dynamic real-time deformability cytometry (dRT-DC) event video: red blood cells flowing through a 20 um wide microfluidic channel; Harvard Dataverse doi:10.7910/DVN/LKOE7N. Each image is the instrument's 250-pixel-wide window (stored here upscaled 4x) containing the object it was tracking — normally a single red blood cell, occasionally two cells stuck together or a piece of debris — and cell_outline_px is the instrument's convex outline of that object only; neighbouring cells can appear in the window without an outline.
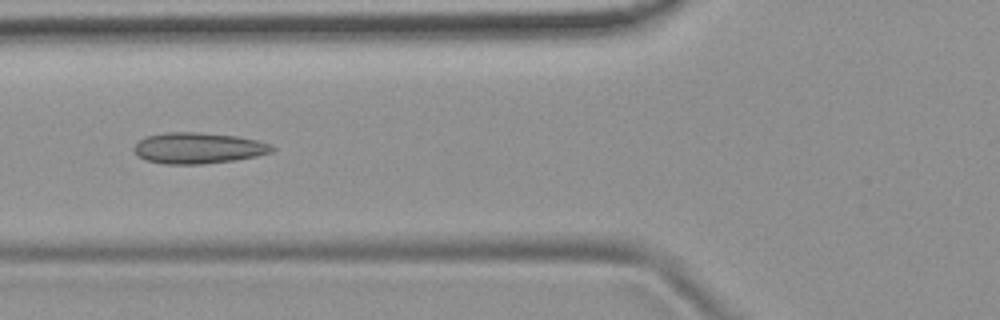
{"species": "common noctule bat (a hibernating species)", "species_latin": "Nyctalus noctula", "temperature_condition": "room temperature", "stored_images_in_passage": 8, "camera_frame_rate_fps": 3000, "um_per_image_px": 0.085, "animal": {"sex": "female", "body_mass_g": 19.9}, "frame": {"image": 1, "passage_image": 5, "time_ms": 1.333, "image_size_px": [1000, 320], "cell_outline_px": [[276, 148], [272, 152], [256, 156], [232, 160], [204, 164], [164, 164], [144, 160], [136, 156], [132, 148], [144, 136], [164, 132], [196, 132], [236, 136], [256, 140], [272, 144]], "centroid_in_image_um": [16.8, 12.58], "position_along_channel_um": 109.0, "area_um2": 25.14}}
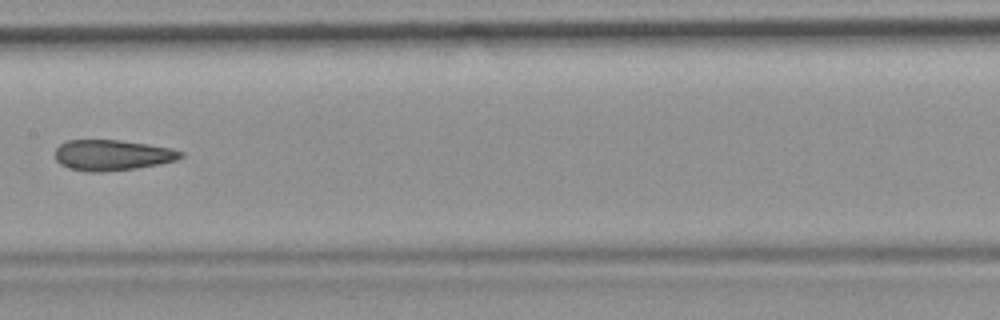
{"frame": {"image": 2, "passage_image": 7, "time_ms": 2.0, "image_size_px": [1000, 320], "cell_outline_px": [[184, 156], [176, 160], [136, 168], [100, 172], [88, 172], [68, 168], [60, 164], [56, 160], [56, 148], [60, 144], [68, 140], [120, 140], [172, 148], [184, 152]], "centroid_in_image_um": [9.53, 13.18], "position_along_channel_um": 197.9, "area_um2": 22.37}}
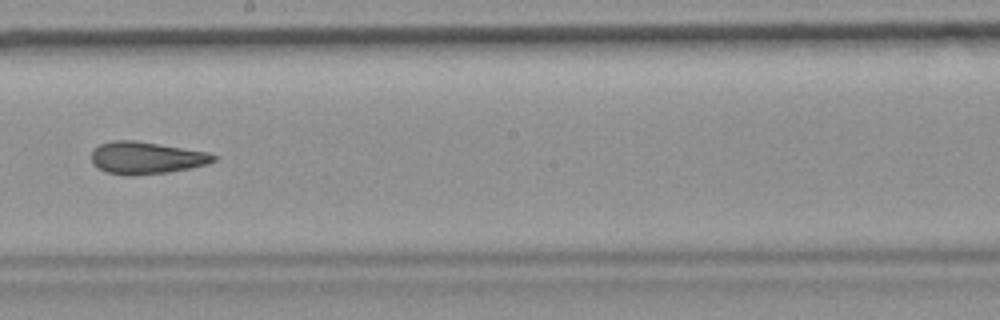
{"frame": {"image": 3, "passage_image": 8, "time_ms": 2.333, "image_size_px": [1000, 320], "cell_outline_px": [[216, 160], [208, 164], [168, 172], [136, 176], [124, 176], [108, 172], [92, 164], [92, 148], [100, 144], [112, 140], [136, 140], [208, 152], [216, 156]], "centroid_in_image_um": [12.4, 13.42], "position_along_channel_um": 235.8, "area_um2": 23.06}}